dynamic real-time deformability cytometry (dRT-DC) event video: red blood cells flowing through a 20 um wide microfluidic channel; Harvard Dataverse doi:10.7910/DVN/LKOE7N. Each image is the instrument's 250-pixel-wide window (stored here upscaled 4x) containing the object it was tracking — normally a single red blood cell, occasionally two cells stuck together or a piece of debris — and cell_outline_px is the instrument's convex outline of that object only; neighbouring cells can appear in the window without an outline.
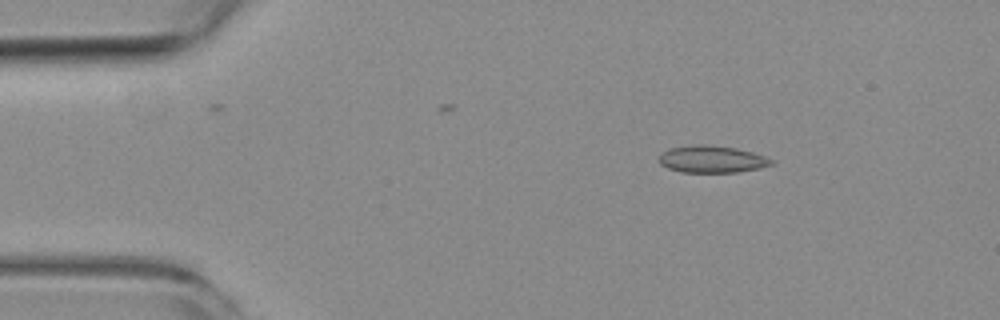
{"species": "common noctule bat (a hibernating species)", "species_latin": "Nyctalus noctula", "temperature_condition": "room temperature", "stored_images_in_passage": 2, "camera_frame_rate_fps": 3000, "um_per_image_px": 0.085, "animal": {"sex": "female", "body_mass_g": 19.3, "forearm_length_mm": 54.1}, "frame": {"image": 1, "passage_image": 1, "time_ms": 0.0, "image_size_px": [1000, 320], "cell_outline_px": [[776, 164], [760, 168], [740, 172], [680, 172], [668, 168], [660, 164], [660, 156], [668, 148], [696, 144], [704, 144], [736, 148], [752, 152], [764, 156], [772, 160]], "centroid_in_image_um": [60.53, 13.53], "position_along_channel_um": 24.5, "area_um2": 17.74}}